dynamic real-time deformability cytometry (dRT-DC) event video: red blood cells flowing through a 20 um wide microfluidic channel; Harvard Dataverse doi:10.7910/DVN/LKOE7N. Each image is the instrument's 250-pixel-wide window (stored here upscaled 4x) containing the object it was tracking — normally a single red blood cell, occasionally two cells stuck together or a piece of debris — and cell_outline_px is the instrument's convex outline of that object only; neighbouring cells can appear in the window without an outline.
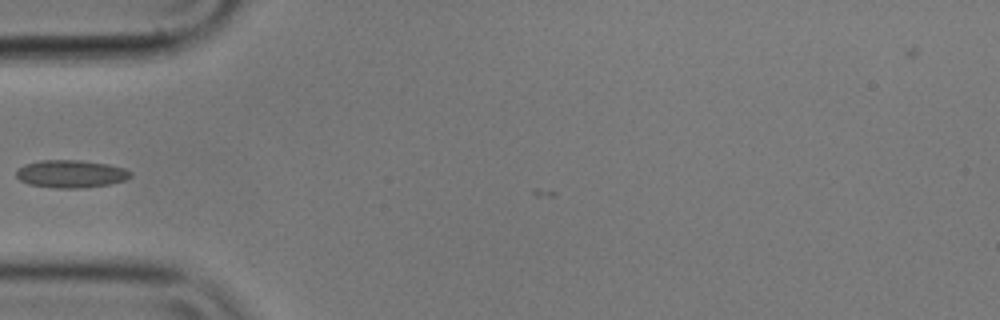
{"species": "common noctule bat (a hibernating species)", "species_latin": "Nyctalus noctula", "temperature_condition": "cold", "stored_images_in_passage": 4, "camera_frame_rate_fps": 3000, "um_per_image_px": 0.085, "animal": {"sex": "male", "body_mass_g": 17.9}, "frame": {"image": 1, "passage_image": 3, "time_ms": 0.667, "image_size_px": [1000, 320], "cell_outline_px": [[132, 176], [124, 180], [108, 184], [84, 188], [56, 188], [28, 184], [20, 180], [16, 176], [16, 172], [24, 164], [40, 160], [80, 160], [108, 164], [124, 168], [132, 172]], "centroid_in_image_um": [6.03, 14.77], "position_along_channel_um": 79.0, "area_um2": 18.44}}